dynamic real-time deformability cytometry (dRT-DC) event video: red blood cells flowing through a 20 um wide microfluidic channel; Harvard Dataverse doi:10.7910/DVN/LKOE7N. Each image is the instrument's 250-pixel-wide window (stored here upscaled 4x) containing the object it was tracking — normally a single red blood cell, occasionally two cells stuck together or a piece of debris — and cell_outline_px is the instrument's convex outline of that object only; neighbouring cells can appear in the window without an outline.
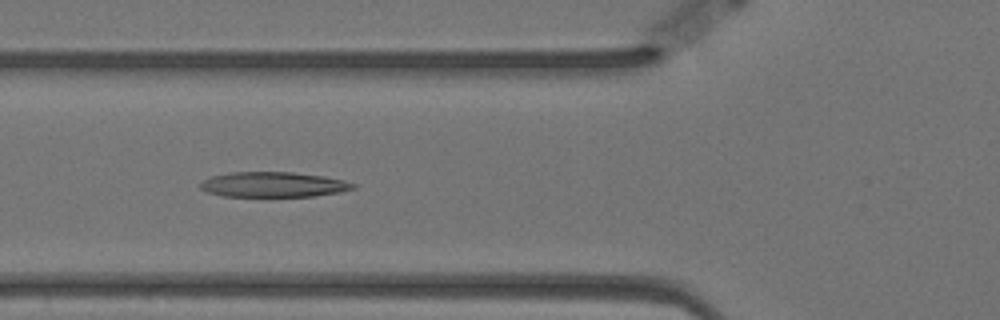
{"species": "Egyptian fruit bat (a non-hibernating species)", "species_latin": "Rousettus aegyptiacus", "temperature_condition": "warm", "stored_images_in_passage": 40, "segment_of_instrument_passage": [1, 2], "camera_frame_rate_fps": 3000, "um_per_image_px": 0.085, "animal": {"sex": "female"}, "frame": {"image": 1, "passage_image": 5, "time_ms": 1.333, "image_size_px": [1000, 320], "cell_outline_px": [[356, 188], [340, 192], [316, 196], [224, 196], [208, 192], [200, 188], [200, 184], [204, 180], [212, 176], [232, 172], [292, 172], [324, 176], [344, 180], [356, 184]], "centroid_in_image_um": [23.28, 15.68], "position_along_channel_um": 102.5, "area_um2": 22.31}}
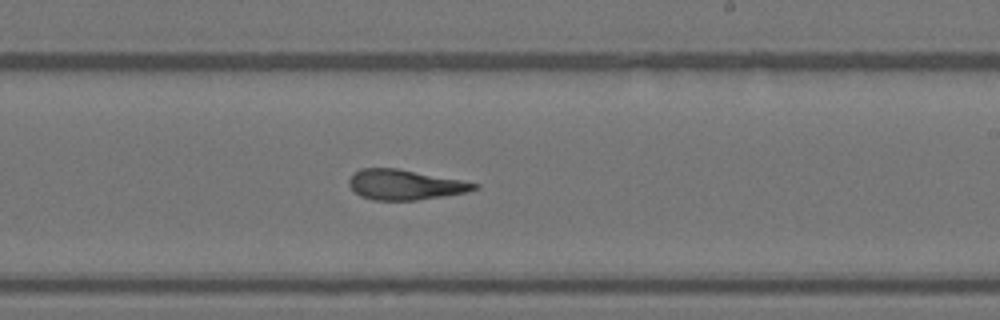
{"frame": {"image": 2, "passage_image": 18, "time_ms": 5.667, "image_size_px": [1000, 320], "cell_outline_px": [[480, 188], [468, 192], [416, 200], [372, 200], [360, 196], [348, 184], [348, 180], [352, 172], [360, 168], [396, 168], [460, 180], [480, 184]], "centroid_in_image_um": [34.39, 15.7], "position_along_channel_um": 254.6, "area_um2": 21.96}}
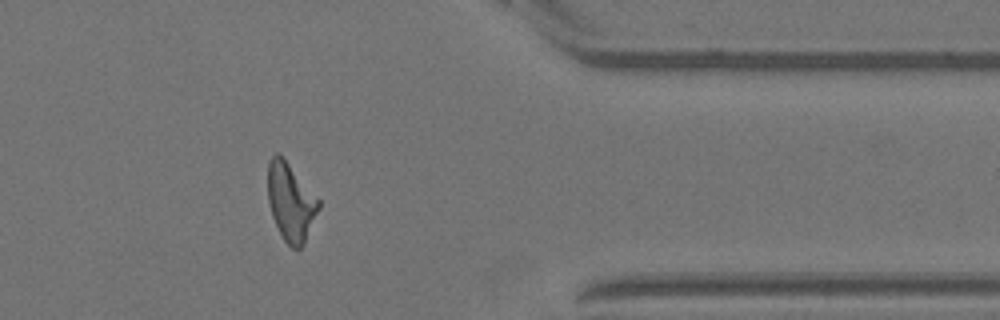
{"frame": {"image": 3, "passage_image": 31, "time_ms": 10.0, "image_size_px": [1000, 320], "cell_outline_px": [[320, 208], [304, 244], [300, 248], [292, 248], [284, 240], [272, 216], [268, 200], [268, 164], [272, 156], [276, 152], [288, 164], [320, 200]], "centroid_in_image_um": [24.72, 17.21], "position_along_channel_um": 386.7, "area_um2": 22.6}}